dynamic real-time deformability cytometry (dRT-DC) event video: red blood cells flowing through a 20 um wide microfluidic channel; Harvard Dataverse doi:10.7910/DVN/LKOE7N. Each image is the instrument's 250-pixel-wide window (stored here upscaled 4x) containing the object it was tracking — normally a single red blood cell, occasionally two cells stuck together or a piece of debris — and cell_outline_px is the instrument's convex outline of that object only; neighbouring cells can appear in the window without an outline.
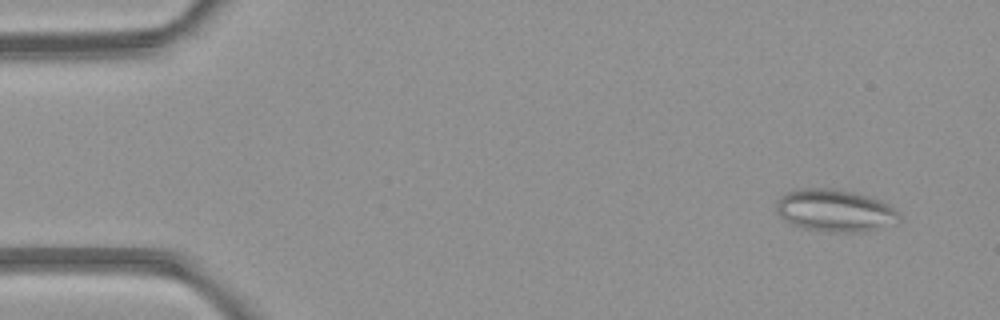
{"species": "common noctule bat (a hibernating species)", "species_latin": "Nyctalus noctula", "temperature_condition": "room temperature", "stored_images_in_passage": 5, "camera_frame_rate_fps": 3000, "um_per_image_px": 0.085, "animal": {"sex": "female", "body_mass_g": 21.9}, "frame": {"image": 1, "passage_image": 1, "time_ms": 0.0, "image_size_px": [1000, 320], "cell_outline_px": [[904, 220], [864, 232], [832, 232], [804, 228], [792, 224], [784, 220], [776, 212], [776, 204], [780, 196], [788, 192], [800, 188], [832, 188], [852, 192], [868, 196], [880, 200], [888, 204]], "centroid_in_image_um": [70.95, 17.89], "position_along_channel_um": 14.0, "area_um2": 30.23}}